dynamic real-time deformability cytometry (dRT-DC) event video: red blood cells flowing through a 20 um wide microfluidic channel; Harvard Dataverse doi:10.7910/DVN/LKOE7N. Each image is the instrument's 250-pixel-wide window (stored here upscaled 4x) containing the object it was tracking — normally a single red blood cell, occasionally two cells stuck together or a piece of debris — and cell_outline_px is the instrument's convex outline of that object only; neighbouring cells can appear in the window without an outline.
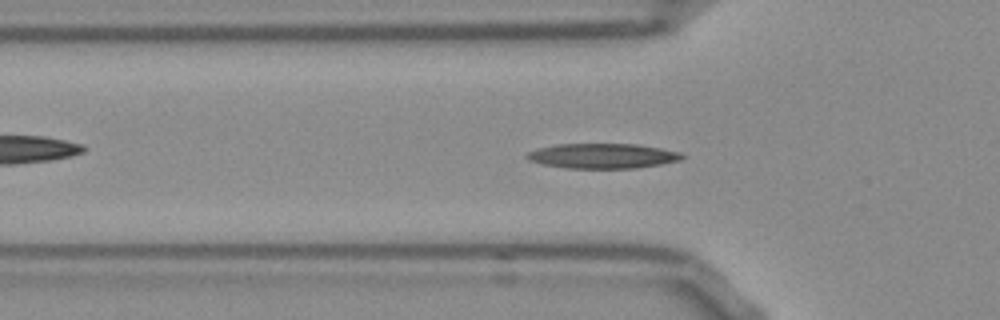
{"species": "Egyptian fruit bat (a non-hibernating species)", "species_latin": "Rousettus aegyptiacus", "temperature_condition": "room temperature", "stored_images_in_passage": 50, "camera_frame_rate_fps": 3000, "um_per_image_px": 0.085, "frame": {"image": 1, "passage_image": 13, "time_ms": 4.0, "image_size_px": [1000, 320], "cell_outline_px": [[684, 156], [680, 160], [660, 164], [636, 168], [564, 168], [544, 164], [528, 160], [524, 156], [528, 152], [536, 148], [556, 144], [636, 144], [660, 148], [680, 152]], "centroid_in_image_um": [51.18, 13.25], "position_along_channel_um": 74.6, "area_um2": 22.54}}
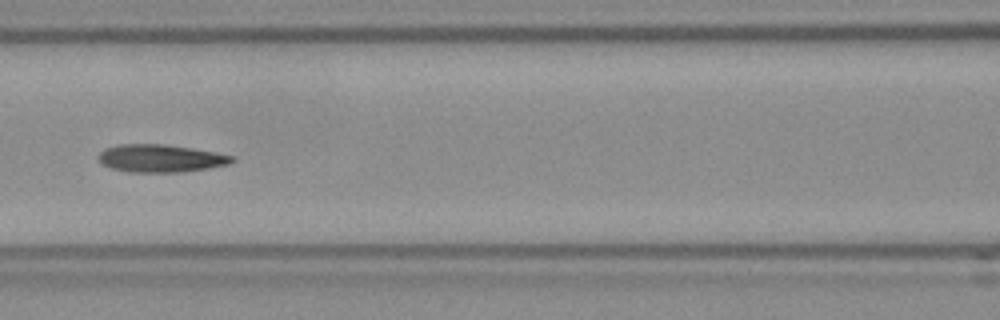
{"frame": {"image": 2, "passage_image": 19, "time_ms": 6.0, "image_size_px": [1000, 320], "cell_outline_px": [[236, 160], [228, 164], [208, 168], [180, 172], [128, 172], [112, 168], [104, 164], [96, 156], [104, 148], [120, 144], [164, 144], [192, 148], [216, 152], [232, 156]], "centroid_in_image_um": [13.64, 13.45], "position_along_channel_um": 153.0, "area_um2": 21.5}}
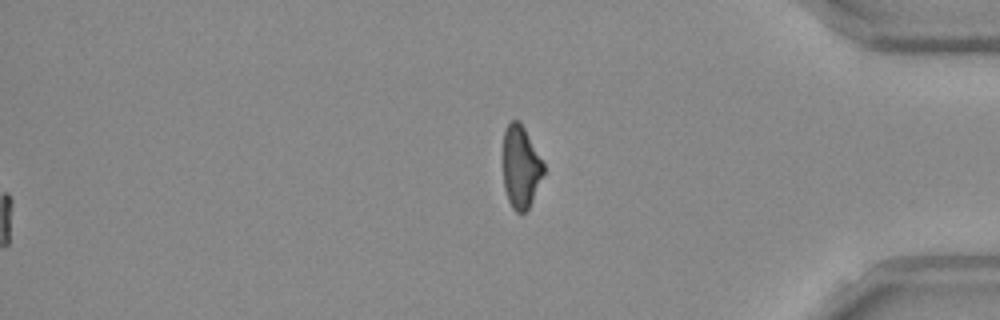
{"frame": {"image": 3, "passage_image": 50, "time_ms": 16.333, "image_size_px": [1000, 320], "cell_outline_px": [[544, 172], [532, 200], [528, 208], [524, 212], [516, 212], [512, 208], [508, 200], [504, 188], [504, 132], [508, 124], [512, 120], [520, 120], [544, 164]], "centroid_in_image_um": [44.26, 14.18], "position_along_channel_um": 390.9, "area_um2": 19.13}, "authors_computed_cell_mechanics": {"area_um2": 21.2126, "velocity_mm_per_s": 3.8553, "shape_relaxation_time_tau1_ms": 8.1402, "shape_relaxation_time_tau2_ms": 3.6862, "deformation_change_tau1": 0.2297, "deformation_change_tau2": 0.1276}}